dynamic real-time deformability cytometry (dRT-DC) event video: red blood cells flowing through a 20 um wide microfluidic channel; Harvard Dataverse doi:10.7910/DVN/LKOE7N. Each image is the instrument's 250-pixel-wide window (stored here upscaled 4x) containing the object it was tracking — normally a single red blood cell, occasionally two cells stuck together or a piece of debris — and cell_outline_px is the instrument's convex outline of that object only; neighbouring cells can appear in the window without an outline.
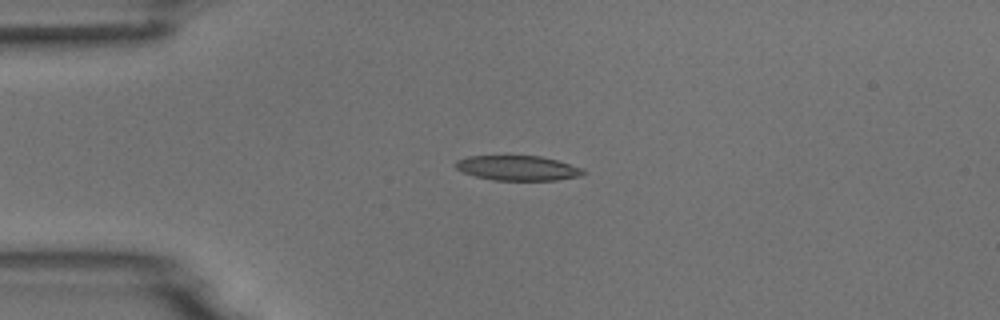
{"species": "common noctule bat (a hibernating species)", "species_latin": "Nyctalus noctula", "temperature_condition": "room temperature", "stored_images_in_passage": 3, "camera_frame_rate_fps": 3000, "um_per_image_px": 0.085, "animal": {"sex": "male", "body_mass_g": 18.8}, "frame": {"image": 1, "passage_image": 2, "time_ms": 2.0, "image_size_px": [1000, 320], "cell_outline_px": [[584, 172], [580, 176], [556, 180], [492, 180], [476, 176], [464, 172], [456, 168], [452, 164], [456, 160], [468, 156], [540, 156], [556, 160], [580, 168]], "centroid_in_image_um": [43.93, 14.28], "position_along_channel_um": 41.1, "area_um2": 18.26}}